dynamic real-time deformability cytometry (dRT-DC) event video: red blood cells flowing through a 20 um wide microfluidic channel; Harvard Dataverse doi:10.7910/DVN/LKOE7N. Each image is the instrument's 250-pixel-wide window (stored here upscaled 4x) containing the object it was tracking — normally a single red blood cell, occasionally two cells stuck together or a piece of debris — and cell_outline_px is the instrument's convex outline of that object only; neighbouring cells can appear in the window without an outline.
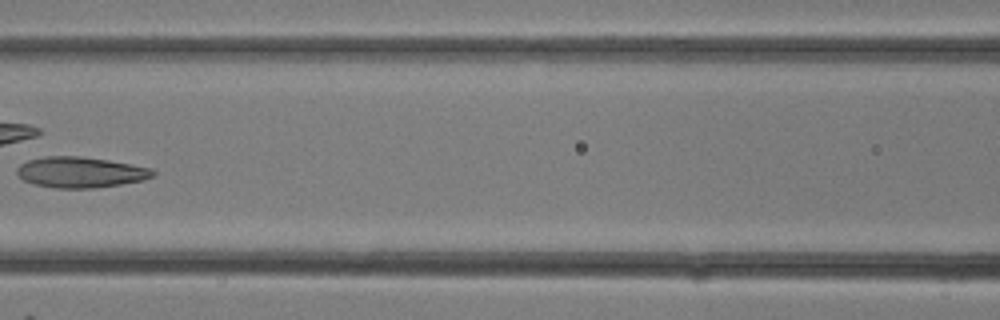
{"species": "common noctule bat (a hibernating species)", "species_latin": "Nyctalus noctula", "temperature_condition": "room temperature", "stored_images_in_passage": 15, "camera_frame_rate_fps": 3000, "um_per_image_px": 0.085, "animal": {"sex": "female"}, "frame": {"image": 1, "passage_image": 7, "time_ms": 2.0, "image_size_px": [1000, 320], "cell_outline_px": [[156, 176], [144, 180], [120, 184], [92, 188], [56, 188], [36, 184], [24, 180], [16, 172], [16, 168], [20, 164], [28, 160], [44, 156], [80, 156], [108, 160], [152, 168], [156, 172]], "centroid_in_image_um": [6.87, 14.63], "position_along_channel_um": 159.7, "area_um2": 24.33}}